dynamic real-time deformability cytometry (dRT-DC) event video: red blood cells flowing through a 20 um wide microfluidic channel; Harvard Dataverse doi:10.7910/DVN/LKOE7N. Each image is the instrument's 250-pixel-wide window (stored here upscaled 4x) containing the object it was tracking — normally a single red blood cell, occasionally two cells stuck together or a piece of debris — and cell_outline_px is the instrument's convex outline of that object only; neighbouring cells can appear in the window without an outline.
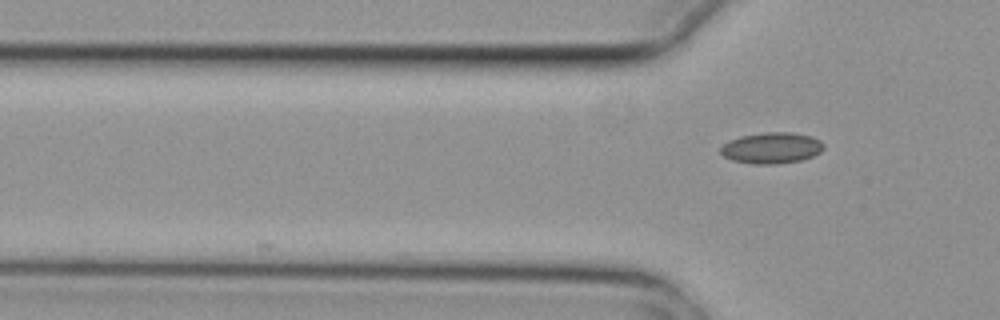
{"species": "common noctule bat (a hibernating species)", "species_latin": "Nyctalus noctula", "temperature_condition": "cold", "stored_images_in_passage": 6, "camera_frame_rate_fps": 3000, "um_per_image_px": 0.085, "animal": {"sex": "female", "body_mass_g": 29.2, "forearm_length_mm": 56.3}, "frame": {"image": 1, "passage_image": 6, "time_ms": 1.667, "image_size_px": [1000, 320], "cell_outline_px": [[824, 148], [820, 152], [812, 156], [800, 160], [780, 164], [752, 164], [732, 160], [724, 156], [720, 152], [720, 148], [724, 144], [740, 136], [764, 132], [792, 132], [812, 136], [820, 140], [824, 144]], "centroid_in_image_um": [65.61, 12.57], "position_along_channel_um": 60.2, "area_um2": 18.73}}